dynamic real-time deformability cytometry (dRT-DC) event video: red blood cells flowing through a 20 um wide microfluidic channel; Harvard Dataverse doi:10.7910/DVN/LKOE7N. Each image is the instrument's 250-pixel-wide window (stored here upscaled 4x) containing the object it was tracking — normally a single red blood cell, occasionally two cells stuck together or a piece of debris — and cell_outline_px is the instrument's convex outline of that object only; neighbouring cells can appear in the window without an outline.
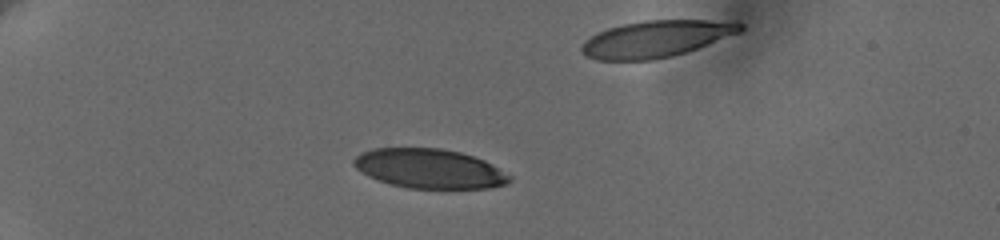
{"species": "human", "species_latin": "Homo sapiens", "temperature_condition": "cold", "stored_images_in_passage": 39, "camera_frame_rate_fps": 3000, "um_per_image_px": 0.085, "donor": {"sex": "female"}, "frame": {"image": 1, "passage_image": 2, "time_ms": 0.333, "image_size_px": [1000, 240], "cell_outline_px": [[512, 180], [508, 184], [492, 188], [408, 188], [392, 184], [368, 176], [356, 168], [352, 164], [352, 160], [360, 152], [372, 148], [440, 148], [460, 152], [484, 160], [492, 164], [512, 176]], "centroid_in_image_um": [36.51, 14.33], "position_along_channel_um": 48.5, "area_um2": 35.89}}
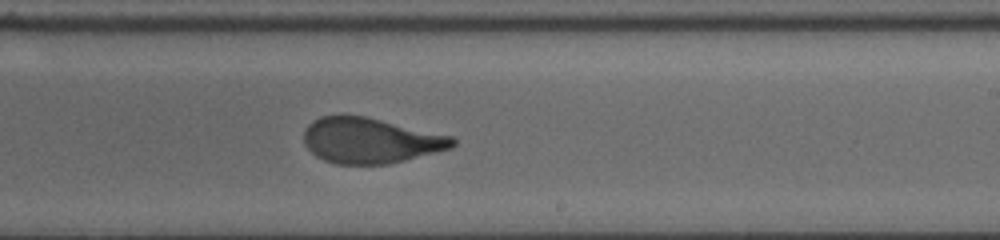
{"frame": {"image": 2, "passage_image": 23, "time_ms": 7.333, "image_size_px": [1000, 240], "cell_outline_px": [[456, 144], [452, 148], [388, 164], [336, 164], [324, 160], [316, 156], [304, 144], [304, 128], [312, 120], [320, 116], [340, 112], [364, 116], [452, 136], [456, 140]], "centroid_in_image_um": [31.42, 11.91], "position_along_channel_um": 257.6, "area_um2": 39.82}}
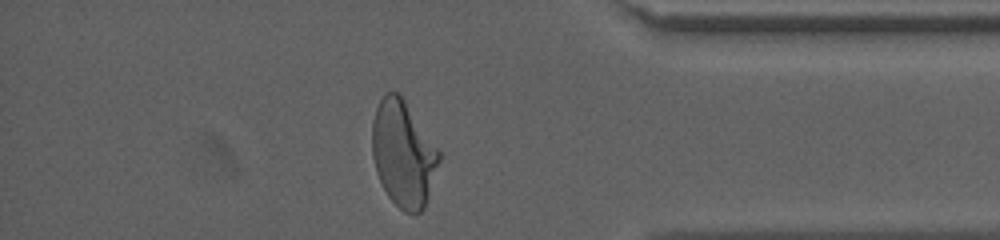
{"frame": {"image": 3, "passage_image": 36, "time_ms": 11.667, "image_size_px": [1000, 240], "cell_outline_px": [[440, 160], [424, 208], [420, 212], [404, 212], [388, 196], [376, 172], [372, 156], [372, 120], [376, 108], [384, 92], [400, 92], [440, 152]], "centroid_in_image_um": [34.26, 13.03], "position_along_channel_um": 400.9, "area_um2": 41.15}}